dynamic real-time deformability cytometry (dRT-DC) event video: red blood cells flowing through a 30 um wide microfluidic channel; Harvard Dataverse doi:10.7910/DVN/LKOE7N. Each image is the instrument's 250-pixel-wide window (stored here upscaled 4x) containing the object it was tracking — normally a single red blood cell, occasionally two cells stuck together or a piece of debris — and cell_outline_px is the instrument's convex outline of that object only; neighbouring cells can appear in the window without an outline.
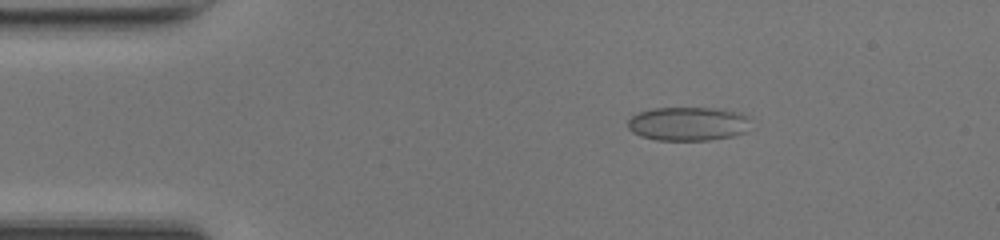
{"species": "common noctule bat (a hibernating species)", "species_latin": "Nyctalus noctula", "temperature_condition": "room temperature", "stored_images_in_passage": 49, "camera_frame_rate_fps": 3000, "um_per_image_px": 0.085, "animal": {"sex": "female", "body_mass_g": 17.0, "forearm_length_mm": 48.0}, "frame": {"image": 1, "passage_image": 8, "time_ms": 2.333, "image_size_px": [1000, 240], "cell_outline_px": [[748, 120], [744, 132], [732, 136], [708, 140], [656, 140], [640, 136], [632, 132], [628, 128], [628, 120], [632, 116], [640, 112], [652, 108], [724, 108], [740, 112], [748, 116]], "centroid_in_image_um": [58.46, 10.51], "position_along_channel_um": 26.5, "area_um2": 24.22}}
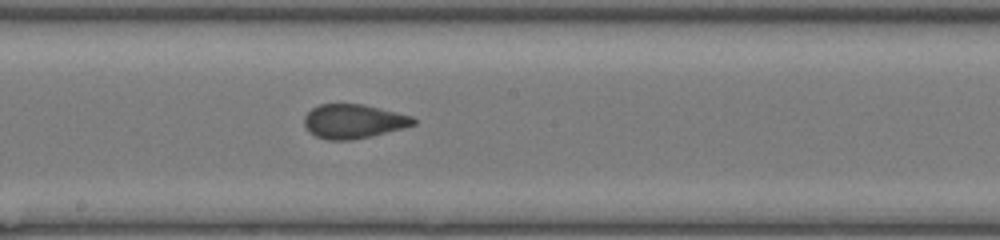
{"frame": {"image": 2, "passage_image": 26, "time_ms": 8.333, "image_size_px": [1000, 240], "cell_outline_px": [[416, 124], [372, 136], [352, 140], [328, 140], [316, 136], [308, 132], [304, 124], [304, 116], [312, 108], [320, 104], [364, 104], [412, 116], [416, 120]], "centroid_in_image_um": [30.02, 10.31], "position_along_channel_um": 218.2, "area_um2": 21.73}}
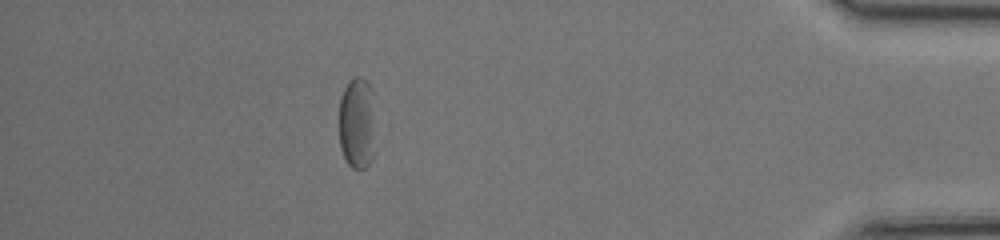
{"frame": {"image": 3, "passage_image": 43, "time_ms": 14.0, "image_size_px": [1000, 240], "cell_outline_px": [[376, 152], [372, 160], [364, 168], [352, 168], [348, 164], [340, 148], [340, 100], [344, 88], [348, 80], [356, 76], [360, 76], [372, 88], [376, 148]], "centroid_in_image_um": [30.39, 10.49], "position_along_channel_um": 404.8, "area_um2": 20.0}, "authors_computed_cell_mechanics": {"area_um2": 22.1952, "velocity_mm_per_s": 4.2204, "shape_relaxation_time_tau1_ms": null, "shape_relaxation_time_tau2_ms": 1.216, "deformation_change_tau1": null, "deformation_change_tau2": 0.046}}